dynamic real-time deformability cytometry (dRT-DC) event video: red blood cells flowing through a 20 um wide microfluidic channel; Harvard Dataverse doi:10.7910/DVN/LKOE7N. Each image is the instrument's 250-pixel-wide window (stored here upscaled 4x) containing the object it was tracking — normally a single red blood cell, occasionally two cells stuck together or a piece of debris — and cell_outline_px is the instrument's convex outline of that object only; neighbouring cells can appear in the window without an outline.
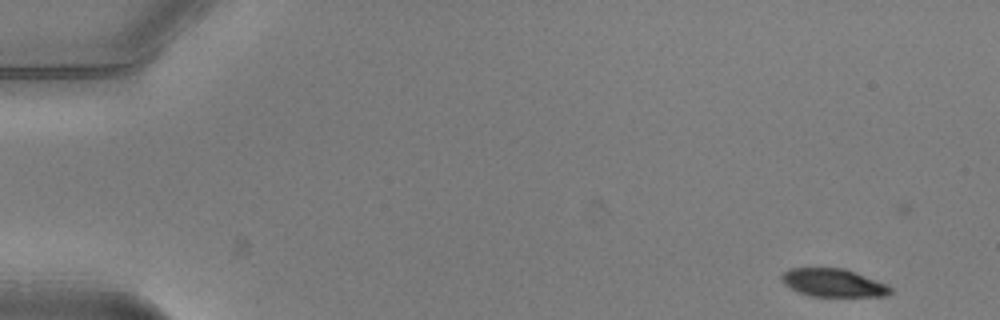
{"species": "common noctule bat (a hibernating species)", "species_latin": "Nyctalus noctula", "temperature_condition": "warm", "stored_images_in_passage": 6, "camera_frame_rate_fps": 3000, "um_per_image_px": 0.085, "animal": {"sex": "male", "body_mass_g": 20.5, "forearm_length_mm": 52.5}, "frame": {"image": 1, "passage_image": 1, "time_ms": 0.0, "image_size_px": [1000, 320], "cell_outline_px": [[892, 292], [884, 296], [812, 296], [800, 292], [784, 284], [780, 276], [788, 268], [844, 268], [856, 272], [884, 284], [892, 288]], "centroid_in_image_um": [70.8, 24.03], "position_along_channel_um": 14.2, "area_um2": 17.51}}